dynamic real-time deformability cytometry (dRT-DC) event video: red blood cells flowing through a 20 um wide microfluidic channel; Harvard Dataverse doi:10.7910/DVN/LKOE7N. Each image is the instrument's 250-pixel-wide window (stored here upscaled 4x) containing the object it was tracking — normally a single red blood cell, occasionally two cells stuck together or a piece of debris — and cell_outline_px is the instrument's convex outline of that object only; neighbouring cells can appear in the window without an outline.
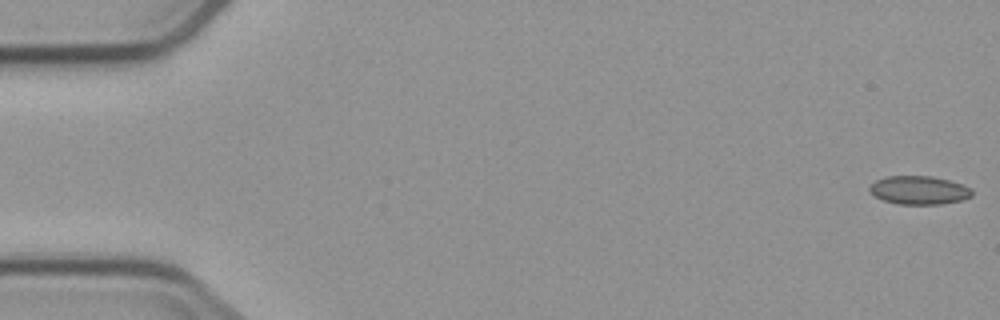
{"species": "common noctule bat (a hibernating species)", "species_latin": "Nyctalus noctula", "temperature_condition": "cold", "stored_images_in_passage": 6, "camera_frame_rate_fps": 3000, "um_per_image_px": 0.085, "animal": {"sex": "male", "body_mass_g": 23.1, "forearm_length_mm": 52.7}, "frame": {"image": 1, "passage_image": 1, "time_ms": 0.0, "image_size_px": [1000, 320], "cell_outline_px": [[972, 196], [960, 200], [940, 204], [896, 204], [884, 200], [876, 196], [868, 188], [876, 180], [888, 176], [932, 176], [948, 180], [972, 188]], "centroid_in_image_um": [78.12, 16.16], "position_along_channel_um": 6.9, "area_um2": 16.76}}
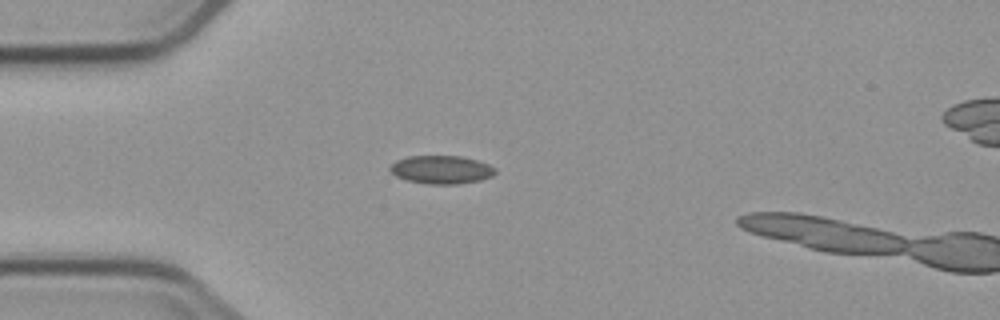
{"frame": {"image": 2, "passage_image": 5, "time_ms": 4.667, "image_size_px": [1000, 320], "cell_outline_px": [[496, 172], [492, 176], [480, 180], [460, 184], [424, 184], [404, 180], [396, 176], [388, 168], [396, 160], [408, 156], [460, 156], [476, 160], [488, 164], [496, 168]], "centroid_in_image_um": [37.5, 14.43], "position_along_channel_um": 47.5, "area_um2": 17.46}}